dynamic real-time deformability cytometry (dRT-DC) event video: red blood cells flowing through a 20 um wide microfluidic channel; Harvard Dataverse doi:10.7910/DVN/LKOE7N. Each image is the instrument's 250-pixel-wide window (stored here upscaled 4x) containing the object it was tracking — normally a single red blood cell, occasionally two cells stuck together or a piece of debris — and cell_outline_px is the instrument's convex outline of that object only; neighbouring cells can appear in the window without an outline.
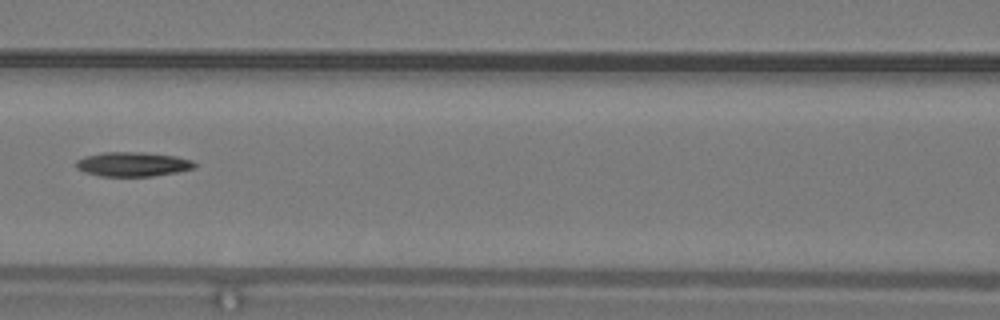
{"species": "common noctule bat (a hibernating species)", "species_latin": "Nyctalus noctula", "temperature_condition": "warm", "stored_images_in_passage": 14, "camera_frame_rate_fps": 3000, "um_per_image_px": 0.085, "animal": {"sex": "male", "body_mass_g": 19.2, "forearm_length_mm": 51.8}, "frame": {"image": 1, "passage_image": 10, "time_ms": 3.0, "image_size_px": [1000, 320], "cell_outline_px": [[196, 168], [176, 172], [152, 176], [100, 176], [84, 172], [76, 168], [76, 160], [84, 156], [100, 152], [144, 152], [176, 156], [192, 160], [196, 164]], "centroid_in_image_um": [11.27, 13.95], "position_along_channel_um": 155.3, "area_um2": 16.99}}